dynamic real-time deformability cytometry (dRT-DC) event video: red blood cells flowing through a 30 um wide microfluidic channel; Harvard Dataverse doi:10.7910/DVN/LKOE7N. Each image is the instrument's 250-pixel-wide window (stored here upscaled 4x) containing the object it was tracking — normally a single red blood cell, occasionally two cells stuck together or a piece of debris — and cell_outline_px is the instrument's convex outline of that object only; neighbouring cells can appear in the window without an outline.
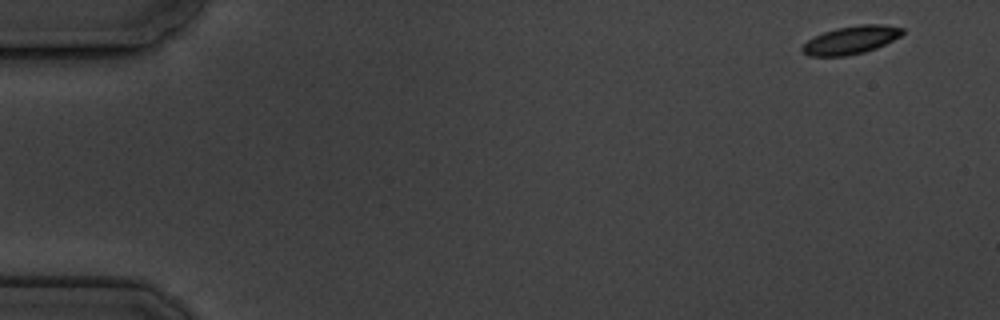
{"species": "common noctule bat (a hibernating species)", "species_latin": "Nyctalus noctula", "temperature_condition": "cold", "stored_images_in_passage": 5, "camera_frame_rate_fps": 3000, "um_per_image_px": 0.085, "animal": {"sex": "male", "body_mass_g": 19.5, "forearm_length_mm": 54.6}, "frame": {"image": 1, "passage_image": 1, "time_ms": 0.0, "image_size_px": [1000, 320], "cell_outline_px": [[904, 32], [900, 36], [876, 48], [864, 52], [844, 56], [808, 56], [800, 48], [808, 40], [824, 32], [836, 28], [860, 24], [884, 24], [904, 28]], "centroid_in_image_um": [72.34, 3.39], "position_along_channel_um": 12.7, "area_um2": 16.24}}
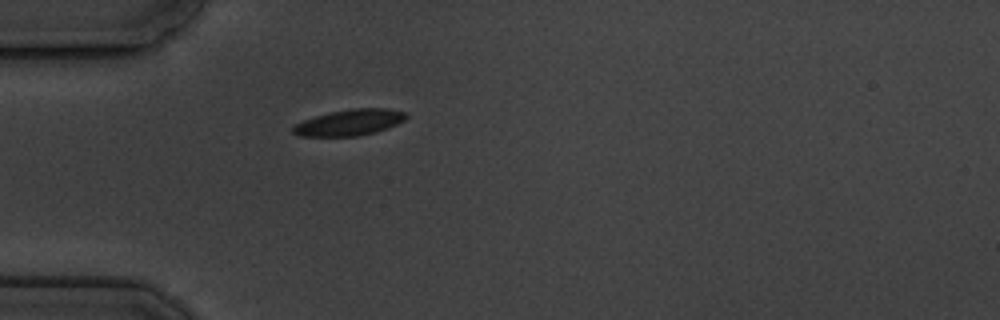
{"frame": {"image": 2, "passage_image": 5, "time_ms": 4.667, "image_size_px": [1000, 320], "cell_outline_px": [[408, 116], [404, 120], [396, 124], [376, 132], [356, 136], [300, 136], [292, 132], [292, 128], [296, 124], [304, 120], [316, 116], [332, 112], [352, 108], [388, 108], [408, 112]], "centroid_in_image_um": [29.75, 10.4], "position_along_channel_um": 55.3, "area_um2": 17.11}}